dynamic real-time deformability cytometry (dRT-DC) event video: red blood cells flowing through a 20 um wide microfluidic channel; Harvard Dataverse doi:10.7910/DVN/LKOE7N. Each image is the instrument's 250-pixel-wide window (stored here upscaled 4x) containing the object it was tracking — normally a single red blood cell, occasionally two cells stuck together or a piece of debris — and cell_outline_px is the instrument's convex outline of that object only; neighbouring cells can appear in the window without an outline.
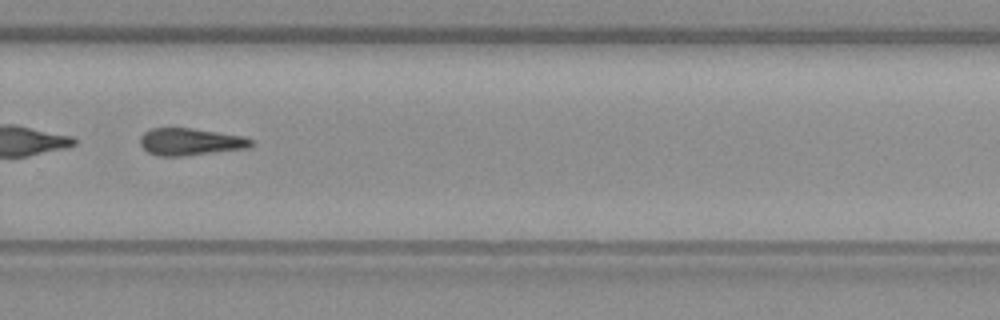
{"species": "common noctule bat (a hibernating species)", "species_latin": "Nyctalus noctula", "temperature_condition": "warm", "stored_images_in_passage": 56, "segment_of_instrument_passage": [2, 2], "camera_frame_rate_fps": 3000, "um_per_image_px": 0.085, "animal": {"sex": "female", "body_mass_g": 19.3, "forearm_length_mm": 54.1}, "frame": {"image": 1, "passage_image": 39, "time_ms": 12.667, "image_size_px": [1000, 320], "cell_outline_px": [[252, 144], [248, 148], [184, 156], [156, 156], [148, 152], [140, 144], [140, 136], [144, 132], [152, 128], [192, 128], [244, 136], [252, 140]], "centroid_in_image_um": [16.16, 12.05], "position_along_channel_um": 313.6, "area_um2": 17.57}}